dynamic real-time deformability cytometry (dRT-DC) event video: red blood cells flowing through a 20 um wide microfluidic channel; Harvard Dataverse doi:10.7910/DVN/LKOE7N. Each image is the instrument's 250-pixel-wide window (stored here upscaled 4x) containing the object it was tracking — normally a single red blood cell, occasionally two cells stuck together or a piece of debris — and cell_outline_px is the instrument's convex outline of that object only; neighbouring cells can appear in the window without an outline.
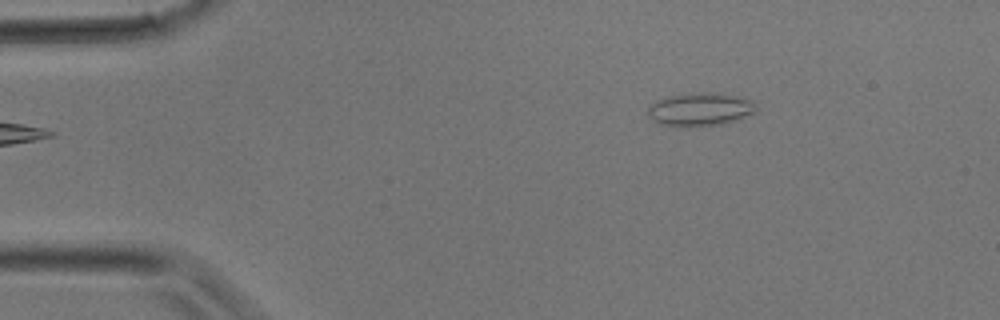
{"species": "common noctule bat (a hibernating species)", "species_latin": "Nyctalus noctula", "temperature_condition": "room temperature", "stored_images_in_passage": 30, "camera_frame_rate_fps": 3000, "um_per_image_px": 0.085, "animal": {"sex": "male", "body_mass_g": 17.9}, "frame": {"image": 1, "passage_image": 1, "time_ms": 0.0, "image_size_px": [1000, 320], "cell_outline_px": [[756, 108], [752, 112], [736, 120], [724, 124], [660, 124], [652, 120], [648, 116], [648, 108], [656, 100], [668, 96], [700, 92], [708, 92], [732, 96], [752, 100], [756, 104]], "centroid_in_image_um": [59.49, 9.26], "position_along_channel_um": 25.5, "area_um2": 20.0}}
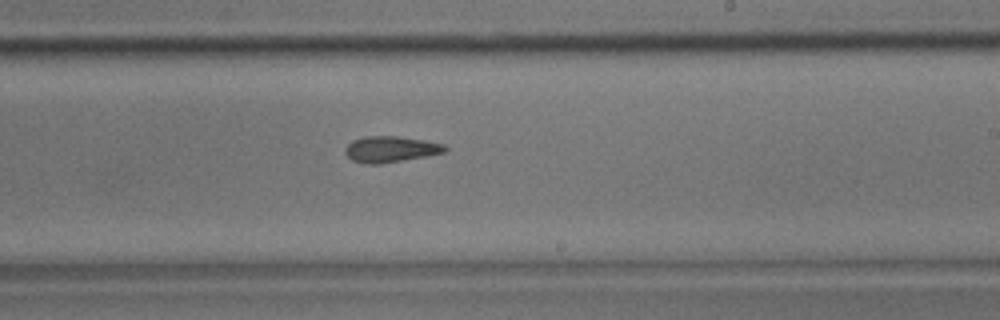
{"frame": {"image": 2, "passage_image": 16, "time_ms": 5.0, "image_size_px": [1000, 320], "cell_outline_px": [[448, 148], [444, 152], [424, 156], [380, 164], [368, 164], [352, 160], [344, 152], [344, 148], [352, 140], [364, 136], [396, 136], [424, 140], [444, 144]], "centroid_in_image_um": [33.16, 12.67], "position_along_channel_um": 255.8, "area_um2": 15.03}}
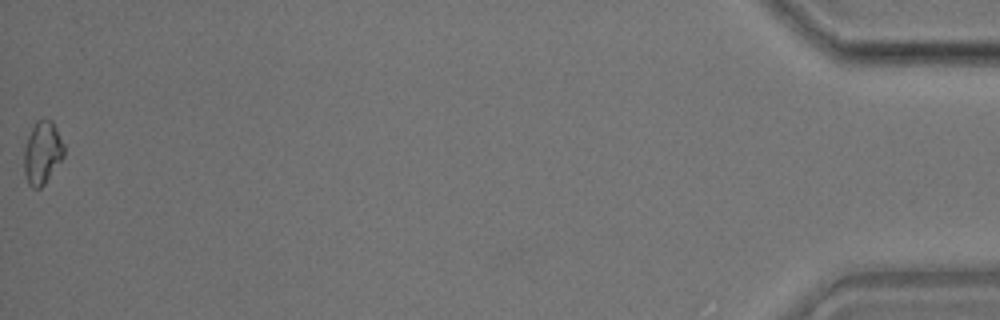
{"frame": {"image": 3, "passage_image": 30, "time_ms": 9.667, "image_size_px": [1000, 320], "cell_outline_px": [[64, 156], [44, 184], [40, 188], [32, 188], [28, 184], [24, 172], [24, 148], [28, 136], [36, 120], [52, 120], [64, 144]], "centroid_in_image_um": [3.59, 12.99], "position_along_channel_um": 431.6, "area_um2": 14.51}}